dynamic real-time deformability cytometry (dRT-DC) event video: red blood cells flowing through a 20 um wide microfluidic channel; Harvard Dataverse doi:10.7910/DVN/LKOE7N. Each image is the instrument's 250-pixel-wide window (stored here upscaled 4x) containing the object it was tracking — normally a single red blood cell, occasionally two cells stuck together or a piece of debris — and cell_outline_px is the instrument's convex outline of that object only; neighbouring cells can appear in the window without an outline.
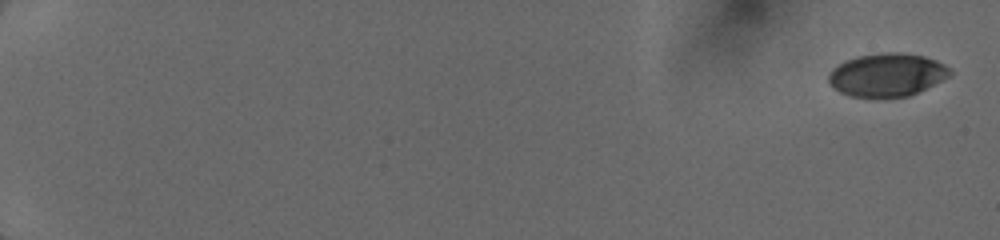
{"species": "human", "species_latin": "Homo sapiens", "temperature_condition": "cold", "stored_images_in_passage": 15, "camera_frame_rate_fps": 3000, "um_per_image_px": 0.085, "donor": {"sex": "female"}, "frame": {"image": 1, "passage_image": 1, "time_ms": 0.0, "image_size_px": [1000, 240], "cell_outline_px": [[952, 72], [948, 76], [908, 96], [848, 96], [832, 88], [828, 80], [828, 72], [832, 68], [844, 60], [860, 56], [888, 52], [900, 52], [924, 56], [936, 60], [944, 64]], "centroid_in_image_um": [75.33, 6.34], "position_along_channel_um": 9.7, "area_um2": 30.06}}
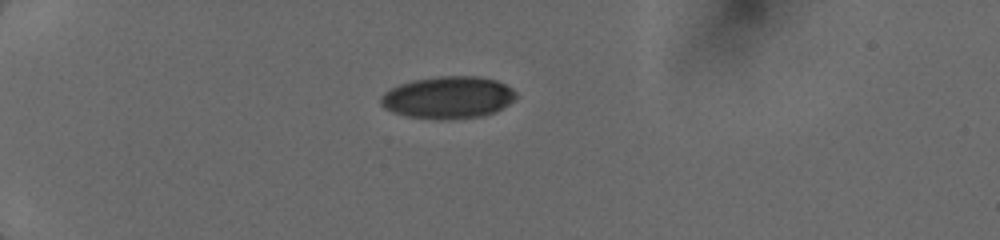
{"frame": {"image": 2, "passage_image": 11, "time_ms": 5.0, "image_size_px": [1000, 240], "cell_outline_px": [[516, 96], [508, 104], [496, 112], [484, 116], [444, 120], [440, 120], [408, 116], [392, 112], [384, 108], [380, 104], [380, 96], [384, 92], [400, 84], [412, 80], [440, 76], [476, 76], [496, 80], [512, 88], [516, 92]], "centroid_in_image_um": [38.07, 8.29], "position_along_channel_um": 46.9, "area_um2": 33.35}}
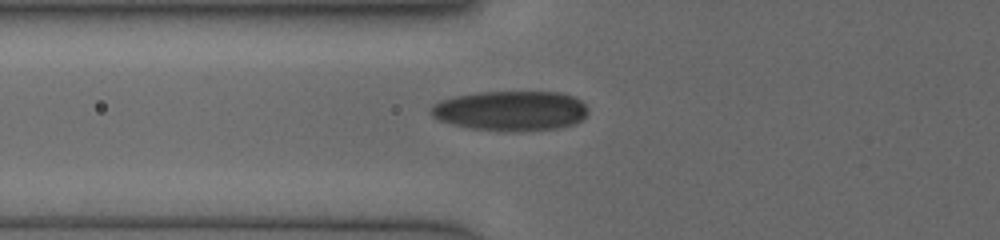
{"frame": {"image": 3, "passage_image": 15, "time_ms": 7.0, "image_size_px": [1000, 240], "cell_outline_px": [[588, 112], [580, 120], [572, 124], [560, 128], [516, 132], [500, 132], [472, 128], [452, 124], [440, 120], [432, 116], [432, 104], [440, 100], [456, 96], [476, 92], [564, 92], [576, 96], [588, 108]], "centroid_in_image_um": [43.44, 9.42], "position_along_channel_um": 82.4, "area_um2": 36.88}}